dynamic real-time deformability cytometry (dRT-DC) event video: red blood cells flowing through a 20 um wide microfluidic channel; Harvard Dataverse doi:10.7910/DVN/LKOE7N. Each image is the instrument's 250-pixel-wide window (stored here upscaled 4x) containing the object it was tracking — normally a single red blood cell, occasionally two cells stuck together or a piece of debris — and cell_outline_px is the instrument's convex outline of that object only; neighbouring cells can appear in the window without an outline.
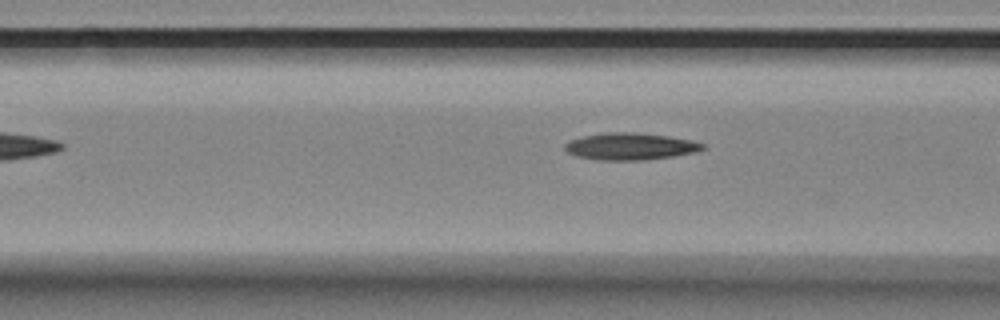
{"species": "Egyptian fruit bat (a non-hibernating species)", "species_latin": "Rousettus aegyptiacus", "temperature_condition": "room temperature", "stored_images_in_passage": 7, "camera_frame_rate_fps": 3000, "um_per_image_px": 0.085, "animal": {"sex": "female"}, "frame": {"image": 1, "passage_image": 5, "time_ms": 1.333, "image_size_px": [1000, 320], "cell_outline_px": [[704, 148], [696, 152], [672, 156], [640, 160], [604, 160], [580, 156], [568, 152], [564, 148], [564, 144], [572, 140], [584, 136], [604, 132], [632, 132], [668, 136], [688, 140], [704, 144]], "centroid_in_image_um": [53.57, 12.43], "position_along_channel_um": 113.0, "area_um2": 21.15}}